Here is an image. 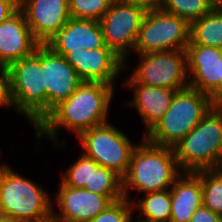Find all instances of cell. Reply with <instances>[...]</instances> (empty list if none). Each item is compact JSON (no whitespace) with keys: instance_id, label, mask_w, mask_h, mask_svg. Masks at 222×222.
<instances>
[{"instance_id":"cell-1","label":"cell","mask_w":222,"mask_h":222,"mask_svg":"<svg viewBox=\"0 0 222 222\" xmlns=\"http://www.w3.org/2000/svg\"><path fill=\"white\" fill-rule=\"evenodd\" d=\"M113 85L99 82H83L65 101L56 106L35 128L36 138L47 136L54 146L57 128L74 132L78 137L82 132L108 122L109 105L113 97ZM59 144V145H58Z\"/></svg>"},{"instance_id":"cell-2","label":"cell","mask_w":222,"mask_h":222,"mask_svg":"<svg viewBox=\"0 0 222 222\" xmlns=\"http://www.w3.org/2000/svg\"><path fill=\"white\" fill-rule=\"evenodd\" d=\"M182 173L173 148L152 144L143 137L133 150L127 173L122 177L123 196L130 201L129 189L144 194L170 189Z\"/></svg>"},{"instance_id":"cell-3","label":"cell","mask_w":222,"mask_h":222,"mask_svg":"<svg viewBox=\"0 0 222 222\" xmlns=\"http://www.w3.org/2000/svg\"><path fill=\"white\" fill-rule=\"evenodd\" d=\"M182 172L222 166V105L215 104L173 148Z\"/></svg>"},{"instance_id":"cell-4","label":"cell","mask_w":222,"mask_h":222,"mask_svg":"<svg viewBox=\"0 0 222 222\" xmlns=\"http://www.w3.org/2000/svg\"><path fill=\"white\" fill-rule=\"evenodd\" d=\"M0 164V212L10 222H38L53 213L49 194L35 182Z\"/></svg>"},{"instance_id":"cell-5","label":"cell","mask_w":222,"mask_h":222,"mask_svg":"<svg viewBox=\"0 0 222 222\" xmlns=\"http://www.w3.org/2000/svg\"><path fill=\"white\" fill-rule=\"evenodd\" d=\"M214 105L205 93L190 87L178 90L166 114L144 137L152 144L174 148Z\"/></svg>"},{"instance_id":"cell-6","label":"cell","mask_w":222,"mask_h":222,"mask_svg":"<svg viewBox=\"0 0 222 222\" xmlns=\"http://www.w3.org/2000/svg\"><path fill=\"white\" fill-rule=\"evenodd\" d=\"M14 108L34 129L45 118V88L40 68V45L35 52L9 67Z\"/></svg>"},{"instance_id":"cell-7","label":"cell","mask_w":222,"mask_h":222,"mask_svg":"<svg viewBox=\"0 0 222 222\" xmlns=\"http://www.w3.org/2000/svg\"><path fill=\"white\" fill-rule=\"evenodd\" d=\"M140 62L124 84H143L183 90L189 87L186 50L138 54Z\"/></svg>"},{"instance_id":"cell-8","label":"cell","mask_w":222,"mask_h":222,"mask_svg":"<svg viewBox=\"0 0 222 222\" xmlns=\"http://www.w3.org/2000/svg\"><path fill=\"white\" fill-rule=\"evenodd\" d=\"M190 42V24L181 17L162 9L146 11L134 52L186 50Z\"/></svg>"},{"instance_id":"cell-9","label":"cell","mask_w":222,"mask_h":222,"mask_svg":"<svg viewBox=\"0 0 222 222\" xmlns=\"http://www.w3.org/2000/svg\"><path fill=\"white\" fill-rule=\"evenodd\" d=\"M83 153L93 158L99 166L109 168L123 177L128 170L130 158L136 145L127 135L106 122L82 132L78 137Z\"/></svg>"},{"instance_id":"cell-10","label":"cell","mask_w":222,"mask_h":222,"mask_svg":"<svg viewBox=\"0 0 222 222\" xmlns=\"http://www.w3.org/2000/svg\"><path fill=\"white\" fill-rule=\"evenodd\" d=\"M146 10L127 0H113L109 9L99 20L105 45L124 60V69H129L126 60L134 47ZM128 67V68H127Z\"/></svg>"},{"instance_id":"cell-11","label":"cell","mask_w":222,"mask_h":222,"mask_svg":"<svg viewBox=\"0 0 222 222\" xmlns=\"http://www.w3.org/2000/svg\"><path fill=\"white\" fill-rule=\"evenodd\" d=\"M40 68L45 88V117L83 83L64 56L40 44Z\"/></svg>"},{"instance_id":"cell-12","label":"cell","mask_w":222,"mask_h":222,"mask_svg":"<svg viewBox=\"0 0 222 222\" xmlns=\"http://www.w3.org/2000/svg\"><path fill=\"white\" fill-rule=\"evenodd\" d=\"M65 59L76 70L83 82L113 85L124 69V60L109 48L70 51Z\"/></svg>"},{"instance_id":"cell-13","label":"cell","mask_w":222,"mask_h":222,"mask_svg":"<svg viewBox=\"0 0 222 222\" xmlns=\"http://www.w3.org/2000/svg\"><path fill=\"white\" fill-rule=\"evenodd\" d=\"M186 52L189 87L219 104L221 48L188 44Z\"/></svg>"},{"instance_id":"cell-14","label":"cell","mask_w":222,"mask_h":222,"mask_svg":"<svg viewBox=\"0 0 222 222\" xmlns=\"http://www.w3.org/2000/svg\"><path fill=\"white\" fill-rule=\"evenodd\" d=\"M55 198L61 212L53 211L52 215L60 222H89L113 203L104 195L85 188H72L62 182Z\"/></svg>"},{"instance_id":"cell-15","label":"cell","mask_w":222,"mask_h":222,"mask_svg":"<svg viewBox=\"0 0 222 222\" xmlns=\"http://www.w3.org/2000/svg\"><path fill=\"white\" fill-rule=\"evenodd\" d=\"M19 8L40 44H45L70 19L69 0H24Z\"/></svg>"},{"instance_id":"cell-16","label":"cell","mask_w":222,"mask_h":222,"mask_svg":"<svg viewBox=\"0 0 222 222\" xmlns=\"http://www.w3.org/2000/svg\"><path fill=\"white\" fill-rule=\"evenodd\" d=\"M44 45L61 56L81 48H108L99 21L74 18H70Z\"/></svg>"},{"instance_id":"cell-17","label":"cell","mask_w":222,"mask_h":222,"mask_svg":"<svg viewBox=\"0 0 222 222\" xmlns=\"http://www.w3.org/2000/svg\"><path fill=\"white\" fill-rule=\"evenodd\" d=\"M39 45L20 8L0 23V65L9 67L33 54Z\"/></svg>"},{"instance_id":"cell-18","label":"cell","mask_w":222,"mask_h":222,"mask_svg":"<svg viewBox=\"0 0 222 222\" xmlns=\"http://www.w3.org/2000/svg\"><path fill=\"white\" fill-rule=\"evenodd\" d=\"M133 87V99L128 104L135 107L146 126L145 134L166 114L177 90L143 84H124Z\"/></svg>"},{"instance_id":"cell-19","label":"cell","mask_w":222,"mask_h":222,"mask_svg":"<svg viewBox=\"0 0 222 222\" xmlns=\"http://www.w3.org/2000/svg\"><path fill=\"white\" fill-rule=\"evenodd\" d=\"M171 217L169 222H189L203 205L201 178L194 172H183L170 188Z\"/></svg>"},{"instance_id":"cell-20","label":"cell","mask_w":222,"mask_h":222,"mask_svg":"<svg viewBox=\"0 0 222 222\" xmlns=\"http://www.w3.org/2000/svg\"><path fill=\"white\" fill-rule=\"evenodd\" d=\"M189 44L222 49V3L190 24Z\"/></svg>"},{"instance_id":"cell-21","label":"cell","mask_w":222,"mask_h":222,"mask_svg":"<svg viewBox=\"0 0 222 222\" xmlns=\"http://www.w3.org/2000/svg\"><path fill=\"white\" fill-rule=\"evenodd\" d=\"M146 196L133 201V210L138 209L141 218L153 221V222H169L171 217V193L170 189L149 192Z\"/></svg>"},{"instance_id":"cell-22","label":"cell","mask_w":222,"mask_h":222,"mask_svg":"<svg viewBox=\"0 0 222 222\" xmlns=\"http://www.w3.org/2000/svg\"><path fill=\"white\" fill-rule=\"evenodd\" d=\"M85 189L104 195L112 202H116L124 198L122 177L113 170L103 166H98L95 171H92L90 186H86Z\"/></svg>"},{"instance_id":"cell-23","label":"cell","mask_w":222,"mask_h":222,"mask_svg":"<svg viewBox=\"0 0 222 222\" xmlns=\"http://www.w3.org/2000/svg\"><path fill=\"white\" fill-rule=\"evenodd\" d=\"M218 4L216 0H164L162 10L191 24L211 12Z\"/></svg>"},{"instance_id":"cell-24","label":"cell","mask_w":222,"mask_h":222,"mask_svg":"<svg viewBox=\"0 0 222 222\" xmlns=\"http://www.w3.org/2000/svg\"><path fill=\"white\" fill-rule=\"evenodd\" d=\"M195 173L201 178L203 206L222 215V171L218 168Z\"/></svg>"},{"instance_id":"cell-25","label":"cell","mask_w":222,"mask_h":222,"mask_svg":"<svg viewBox=\"0 0 222 222\" xmlns=\"http://www.w3.org/2000/svg\"><path fill=\"white\" fill-rule=\"evenodd\" d=\"M99 164L93 159L82 153L80 157L68 167L67 171L62 174L64 185L72 188H85L90 186L92 171H95Z\"/></svg>"},{"instance_id":"cell-26","label":"cell","mask_w":222,"mask_h":222,"mask_svg":"<svg viewBox=\"0 0 222 222\" xmlns=\"http://www.w3.org/2000/svg\"><path fill=\"white\" fill-rule=\"evenodd\" d=\"M113 0H69L70 18L99 21Z\"/></svg>"},{"instance_id":"cell-27","label":"cell","mask_w":222,"mask_h":222,"mask_svg":"<svg viewBox=\"0 0 222 222\" xmlns=\"http://www.w3.org/2000/svg\"><path fill=\"white\" fill-rule=\"evenodd\" d=\"M132 209V201L122 198L110 204L96 218L89 222H129Z\"/></svg>"},{"instance_id":"cell-28","label":"cell","mask_w":222,"mask_h":222,"mask_svg":"<svg viewBox=\"0 0 222 222\" xmlns=\"http://www.w3.org/2000/svg\"><path fill=\"white\" fill-rule=\"evenodd\" d=\"M0 106L14 107L11 92L10 71L7 66L0 65Z\"/></svg>"},{"instance_id":"cell-29","label":"cell","mask_w":222,"mask_h":222,"mask_svg":"<svg viewBox=\"0 0 222 222\" xmlns=\"http://www.w3.org/2000/svg\"><path fill=\"white\" fill-rule=\"evenodd\" d=\"M189 222H220V215L202 205L196 210Z\"/></svg>"},{"instance_id":"cell-30","label":"cell","mask_w":222,"mask_h":222,"mask_svg":"<svg viewBox=\"0 0 222 222\" xmlns=\"http://www.w3.org/2000/svg\"><path fill=\"white\" fill-rule=\"evenodd\" d=\"M19 9L16 0H0V23L6 21Z\"/></svg>"},{"instance_id":"cell-31","label":"cell","mask_w":222,"mask_h":222,"mask_svg":"<svg viewBox=\"0 0 222 222\" xmlns=\"http://www.w3.org/2000/svg\"><path fill=\"white\" fill-rule=\"evenodd\" d=\"M143 7L146 11L162 9L164 0H127Z\"/></svg>"},{"instance_id":"cell-32","label":"cell","mask_w":222,"mask_h":222,"mask_svg":"<svg viewBox=\"0 0 222 222\" xmlns=\"http://www.w3.org/2000/svg\"><path fill=\"white\" fill-rule=\"evenodd\" d=\"M219 104L222 105V49H221V60H220Z\"/></svg>"},{"instance_id":"cell-33","label":"cell","mask_w":222,"mask_h":222,"mask_svg":"<svg viewBox=\"0 0 222 222\" xmlns=\"http://www.w3.org/2000/svg\"><path fill=\"white\" fill-rule=\"evenodd\" d=\"M38 222H60V221L57 218H55L53 215H51L49 218Z\"/></svg>"},{"instance_id":"cell-34","label":"cell","mask_w":222,"mask_h":222,"mask_svg":"<svg viewBox=\"0 0 222 222\" xmlns=\"http://www.w3.org/2000/svg\"><path fill=\"white\" fill-rule=\"evenodd\" d=\"M138 217H139V218H138V221H137V222H153V221H150V220H147V219L141 218L140 215H138ZM129 222H133L132 216H131ZM134 222H136V221H134Z\"/></svg>"},{"instance_id":"cell-35","label":"cell","mask_w":222,"mask_h":222,"mask_svg":"<svg viewBox=\"0 0 222 222\" xmlns=\"http://www.w3.org/2000/svg\"><path fill=\"white\" fill-rule=\"evenodd\" d=\"M0 222H10V220L2 212H0Z\"/></svg>"},{"instance_id":"cell-36","label":"cell","mask_w":222,"mask_h":222,"mask_svg":"<svg viewBox=\"0 0 222 222\" xmlns=\"http://www.w3.org/2000/svg\"><path fill=\"white\" fill-rule=\"evenodd\" d=\"M19 4L22 2V1H24V0H16Z\"/></svg>"}]
</instances>
